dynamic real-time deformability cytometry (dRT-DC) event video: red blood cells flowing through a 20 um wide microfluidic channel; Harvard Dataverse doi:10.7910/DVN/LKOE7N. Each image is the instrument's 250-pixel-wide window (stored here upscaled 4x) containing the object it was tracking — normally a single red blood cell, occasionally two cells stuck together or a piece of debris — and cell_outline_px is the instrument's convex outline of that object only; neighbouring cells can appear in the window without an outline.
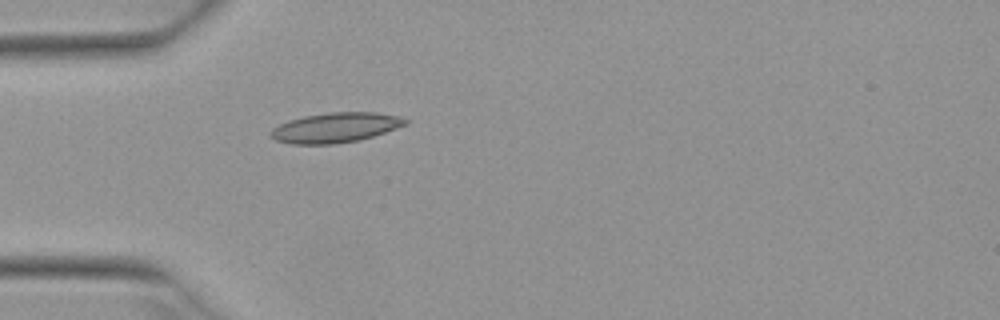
{"species": "Egyptian fruit bat (a non-hibernating species)", "species_latin": "Rousettus aegyptiacus", "temperature_condition": "warm", "stored_images_in_passage": 5, "camera_frame_rate_fps": 3000, "um_per_image_px": 0.085, "animal": {"sex": "female"}, "frame": {"image": 1, "passage_image": 5, "time_ms": 1.333, "image_size_px": [1000, 320], "cell_outline_px": [[408, 124], [372, 136], [356, 140], [336, 144], [292, 144], [276, 140], [268, 136], [272, 128], [288, 120], [304, 116], [328, 112], [376, 112], [400, 116], [408, 120]], "centroid_in_image_um": [28.49, 10.84], "position_along_channel_um": 56.5, "area_um2": 23.47}}